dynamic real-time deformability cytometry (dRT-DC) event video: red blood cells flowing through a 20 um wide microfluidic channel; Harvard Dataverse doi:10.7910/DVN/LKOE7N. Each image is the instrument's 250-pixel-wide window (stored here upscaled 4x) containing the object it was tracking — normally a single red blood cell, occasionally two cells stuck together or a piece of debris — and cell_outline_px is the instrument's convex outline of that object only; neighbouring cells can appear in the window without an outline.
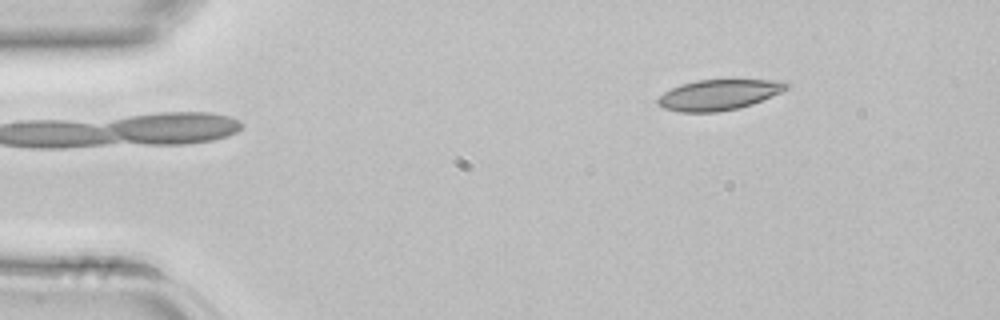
{"species": "common noctule bat (a hibernating species)", "species_latin": "Nyctalus noctula", "temperature_condition": "room temperature", "stored_images_in_passage": 3, "camera_frame_rate_fps": 3000, "um_per_image_px": 0.085, "animal": {"sex": "female", "body_mass_g": 22.7, "forearm_length_mm": 54.2}, "frame": {"image": 1, "passage_image": 3, "time_ms": 0.667, "image_size_px": [1000, 320], "cell_outline_px": [[792, 84], [788, 88], [780, 92], [752, 104], [740, 108], [716, 112], [680, 112], [664, 108], [656, 100], [664, 92], [680, 84], [696, 80], [788, 80]], "centroid_in_image_um": [61.14, 8.04], "position_along_channel_um": 23.9, "area_um2": 22.89}}